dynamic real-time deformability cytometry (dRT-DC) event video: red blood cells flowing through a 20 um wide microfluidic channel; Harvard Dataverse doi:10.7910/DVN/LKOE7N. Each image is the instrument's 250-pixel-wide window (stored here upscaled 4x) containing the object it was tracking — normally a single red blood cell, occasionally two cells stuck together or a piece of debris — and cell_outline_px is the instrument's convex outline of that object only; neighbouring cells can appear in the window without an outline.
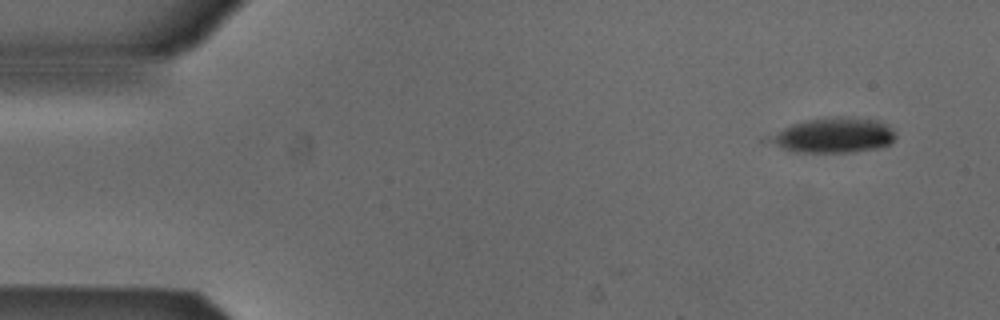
{"species": "Egyptian fruit bat (a non-hibernating species)", "species_latin": "Rousettus aegyptiacus", "temperature_condition": "cold", "stored_images_in_passage": 4, "camera_frame_rate_fps": 3000, "um_per_image_px": 0.085, "animal": {"sex": "male"}, "frame": {"image": 1, "passage_image": 1, "time_ms": 0.0, "image_size_px": [1000, 320], "cell_outline_px": [[896, 136], [888, 144], [876, 148], [852, 152], [792, 152], [760, 140], [792, 124], [808, 120], [836, 116], [840, 116], [876, 120], [884, 124]], "centroid_in_image_um": [70.73, 11.51], "position_along_channel_um": 14.3, "area_um2": 25.55}}